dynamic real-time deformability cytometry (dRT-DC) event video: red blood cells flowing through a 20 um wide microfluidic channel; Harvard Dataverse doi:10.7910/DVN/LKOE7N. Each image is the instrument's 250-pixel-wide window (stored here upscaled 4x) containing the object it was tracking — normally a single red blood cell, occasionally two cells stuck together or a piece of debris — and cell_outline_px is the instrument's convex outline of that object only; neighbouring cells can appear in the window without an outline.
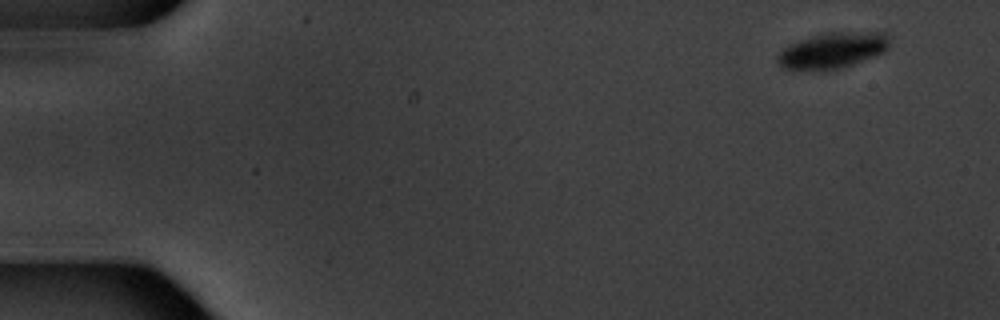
{"species": "common noctule bat (a hibernating species)", "species_latin": "Nyctalus noctula", "temperature_condition": "warm", "stored_images_in_passage": 4, "camera_frame_rate_fps": 3000, "um_per_image_px": 0.085, "animal": {"sex": "male", "body_mass_g": 20.1, "forearm_length_mm": 53.5}, "frame": {"image": 1, "passage_image": 1, "time_ms": 0.0, "image_size_px": [1000, 320], "cell_outline_px": [[888, 48], [884, 52], [852, 64], [840, 68], [820, 72], [784, 68], [776, 60], [776, 56], [788, 44], [812, 36], [828, 32], [884, 32], [888, 36]], "centroid_in_image_um": [70.73, 4.3], "position_along_channel_um": 14.3, "area_um2": 23.47}}